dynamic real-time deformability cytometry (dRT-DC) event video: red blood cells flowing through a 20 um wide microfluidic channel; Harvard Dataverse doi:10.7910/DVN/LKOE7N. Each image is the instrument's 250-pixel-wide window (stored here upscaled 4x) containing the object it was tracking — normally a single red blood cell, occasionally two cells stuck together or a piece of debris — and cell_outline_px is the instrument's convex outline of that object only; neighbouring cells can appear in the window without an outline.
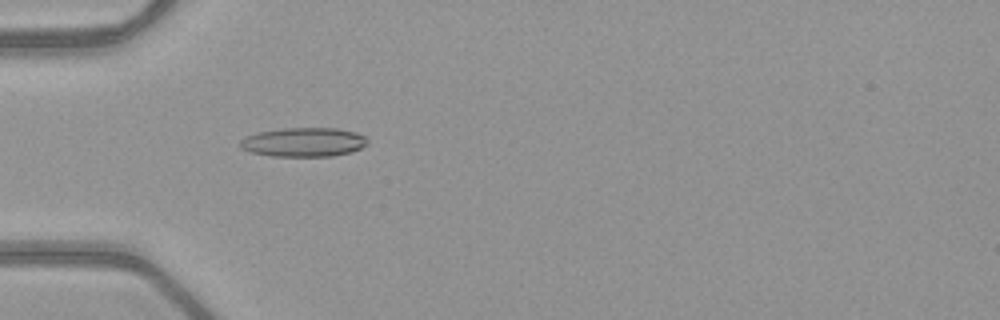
{"species": "common noctule bat (a hibernating species)", "species_latin": "Nyctalus noctula", "temperature_condition": "warm", "stored_images_in_passage": 52, "camera_frame_rate_fps": 3000, "um_per_image_px": 0.085, "animal": {"sex": "female", "body_mass_g": 21.9}, "frame": {"image": 1, "passage_image": 17, "time_ms": 5.333, "image_size_px": [1000, 320], "cell_outline_px": [[368, 144], [352, 152], [332, 156], [272, 156], [252, 152], [240, 148], [240, 140], [244, 136], [256, 132], [284, 128], [336, 128], [356, 132], [364, 136], [368, 140]], "centroid_in_image_um": [25.8, 12.08], "position_along_channel_um": 59.2, "area_um2": 21.73}}
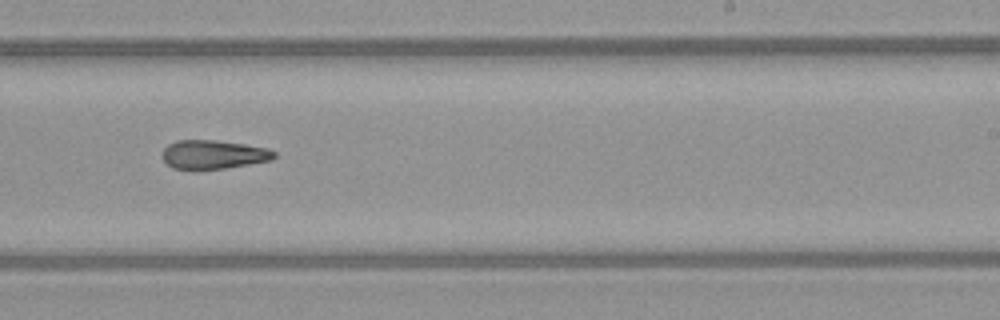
{"frame": {"image": 2, "passage_image": 33, "time_ms": 10.667, "image_size_px": [1000, 320], "cell_outline_px": [[276, 156], [272, 160], [200, 172], [192, 172], [172, 168], [160, 156], [164, 148], [168, 144], [176, 140], [216, 140], [244, 144], [268, 148], [276, 152]], "centroid_in_image_um": [18.08, 13.17], "position_along_channel_um": 270.9, "area_um2": 19.48}}
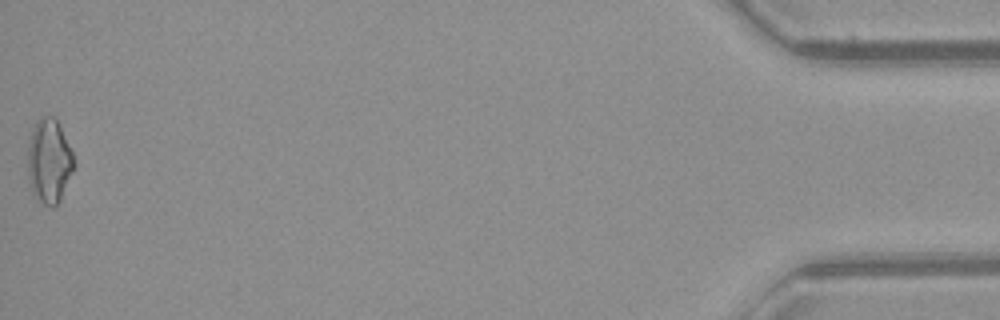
{"frame": {"image": 3, "passage_image": 52, "time_ms": 17.0, "image_size_px": [1000, 320], "cell_outline_px": [[76, 164], [60, 200], [52, 208], [36, 200], [32, 192], [28, 176], [28, 144], [36, 120], [40, 116], [56, 116], [72, 152]], "centroid_in_image_um": [4.18, 13.69], "position_along_channel_um": 431.0, "area_um2": 22.89}, "authors_computed_cell_mechanics": {"area_um2": 19.8832, "velocity_mm_per_s": 4.0456, "shape_relaxation_time_tau1_ms": null, "shape_relaxation_time_tau2_ms": 7.3545, "deformation_change_tau1": null, "deformation_change_tau2": 0.226}}